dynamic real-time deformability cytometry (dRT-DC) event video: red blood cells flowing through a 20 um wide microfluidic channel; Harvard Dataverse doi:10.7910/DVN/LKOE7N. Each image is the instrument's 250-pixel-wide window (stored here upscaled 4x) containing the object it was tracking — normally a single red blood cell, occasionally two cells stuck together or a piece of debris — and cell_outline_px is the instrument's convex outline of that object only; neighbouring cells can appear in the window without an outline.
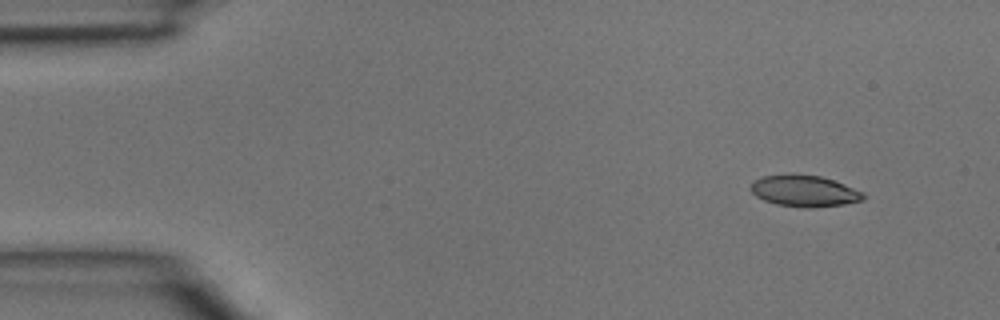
{"species": "common noctule bat (a hibernating species)", "species_latin": "Nyctalus noctula", "temperature_condition": "room temperature", "stored_images_in_passage": 4, "camera_frame_rate_fps": 3000, "um_per_image_px": 0.085, "animal": {"sex": "male", "body_mass_g": 15.6}, "frame": {"image": 1, "passage_image": 1, "time_ms": 0.0, "image_size_px": [1000, 320], "cell_outline_px": [[864, 200], [844, 204], [812, 208], [804, 208], [776, 204], [764, 200], [756, 196], [752, 192], [752, 184], [756, 180], [764, 176], [820, 176], [844, 184], [864, 192]], "centroid_in_image_um": [68.43, 16.28], "position_along_channel_um": 16.6, "area_um2": 19.94}}
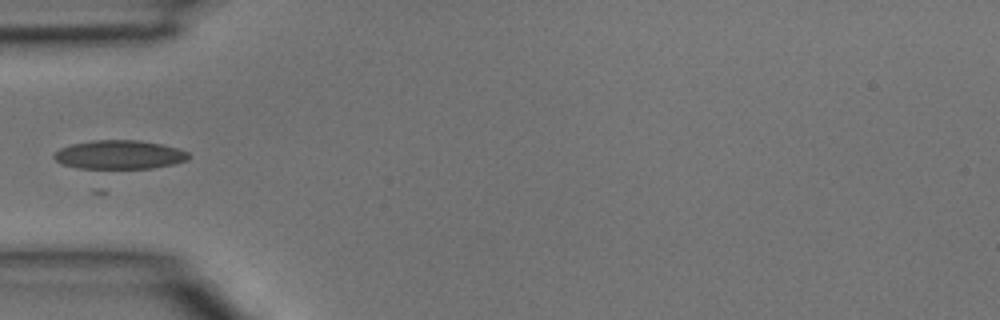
{"frame": {"image": 2, "passage_image": 4, "time_ms": 1.0, "image_size_px": [1000, 320], "cell_outline_px": [[188, 160], [176, 164], [152, 168], [76, 168], [64, 164], [56, 160], [52, 156], [60, 148], [72, 144], [92, 140], [140, 140], [180, 148], [188, 152]], "centroid_in_image_um": [10.18, 13.14], "position_along_channel_um": 74.8, "area_um2": 22.6}}